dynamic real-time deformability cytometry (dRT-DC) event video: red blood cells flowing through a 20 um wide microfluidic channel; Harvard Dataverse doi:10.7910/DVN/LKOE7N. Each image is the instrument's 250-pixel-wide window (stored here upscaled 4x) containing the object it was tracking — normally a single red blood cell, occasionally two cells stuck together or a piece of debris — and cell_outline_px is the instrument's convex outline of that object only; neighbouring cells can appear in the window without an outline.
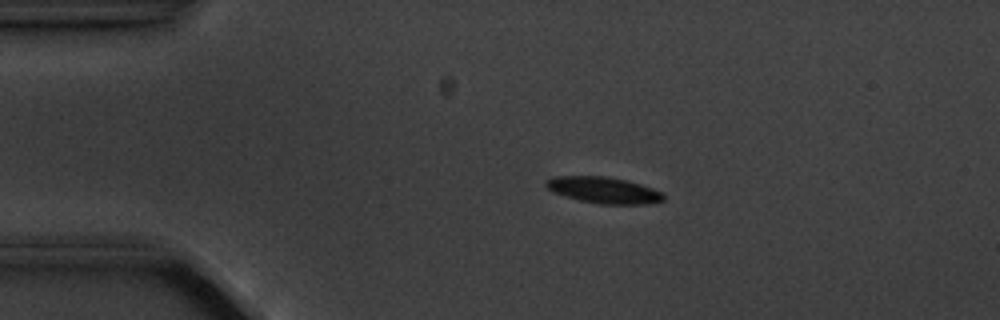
{"species": "common noctule bat (a hibernating species)", "species_latin": "Nyctalus noctula", "temperature_condition": "cold", "stored_images_in_passage": 8, "camera_frame_rate_fps": 3000, "um_per_image_px": 0.085, "animal": {"sex": "male", "body_mass_g": 20.1, "forearm_length_mm": 53.5}, "frame": {"image": 1, "passage_image": 1, "time_ms": 0.0, "image_size_px": [1000, 320], "cell_outline_px": [[664, 200], [648, 204], [600, 204], [580, 200], [552, 192], [544, 184], [544, 180], [552, 176], [608, 176], [628, 180], [664, 192]], "centroid_in_image_um": [51.31, 16.15], "position_along_channel_um": 33.7, "area_um2": 18.21}}
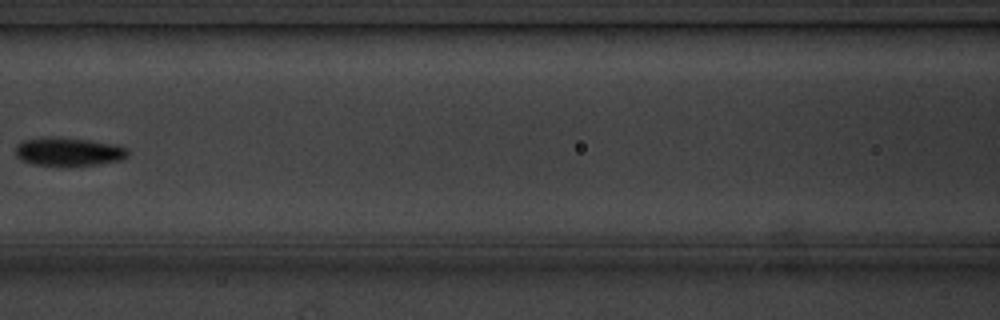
{"frame": {"image": 2, "passage_image": 5, "time_ms": 4.667, "image_size_px": [1000, 320], "cell_outline_px": [[128, 156], [120, 160], [96, 164], [68, 168], [32, 164], [20, 160], [16, 156], [16, 144], [24, 140], [88, 140], [116, 144], [128, 148]], "centroid_in_image_um": [5.87, 12.98], "position_along_channel_um": 160.7, "area_um2": 18.26}}